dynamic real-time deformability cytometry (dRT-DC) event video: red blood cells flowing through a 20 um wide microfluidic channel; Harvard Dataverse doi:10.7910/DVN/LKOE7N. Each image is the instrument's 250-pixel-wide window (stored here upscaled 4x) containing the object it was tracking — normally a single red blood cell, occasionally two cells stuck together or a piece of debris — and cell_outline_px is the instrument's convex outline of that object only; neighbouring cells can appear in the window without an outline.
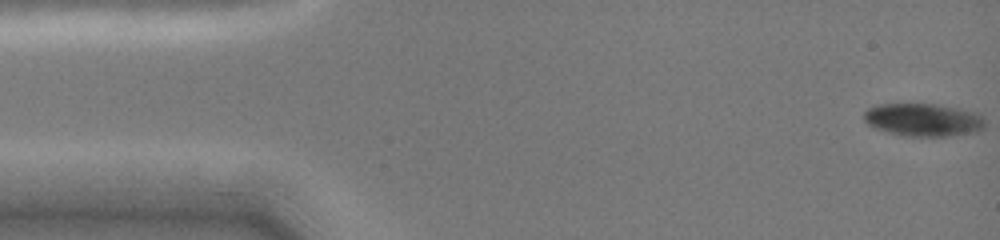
{"species": "common noctule bat (a hibernating species)", "species_latin": "Nyctalus noctula", "temperature_condition": "cold", "stored_images_in_passage": 43, "camera_frame_rate_fps": 3000, "um_per_image_px": 0.085, "animal": {"sex": "female", "body_mass_g": 19.0, "forearm_length_mm": 51.5}, "frame": {"image": 1, "passage_image": 1, "time_ms": 0.0, "image_size_px": [1000, 240], "cell_outline_px": [[984, 128], [976, 132], [952, 136], [904, 136], [888, 132], [876, 128], [868, 124], [864, 120], [864, 112], [868, 108], [876, 104], [940, 104], [960, 108], [976, 112], [984, 116]], "centroid_in_image_um": [78.51, 10.18], "position_along_channel_um": 6.5, "area_um2": 23.47}}
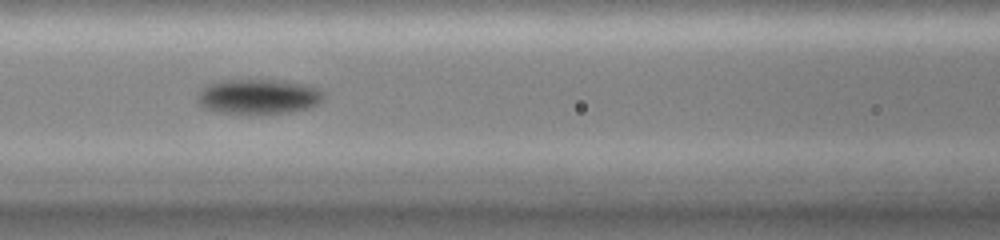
{"frame": {"image": 2, "passage_image": 16, "time_ms": 6.333, "image_size_px": [1000, 240], "cell_outline_px": [[324, 100], [312, 108], [288, 112], [212, 112], [204, 108], [196, 100], [196, 96], [208, 84], [228, 80], [276, 80], [312, 84], [324, 92]], "centroid_in_image_um": [22.04, 8.19], "position_along_channel_um": 144.6, "area_um2": 25.61}}
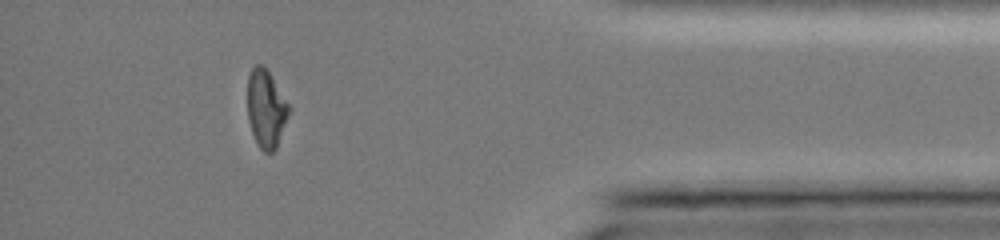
{"frame": {"image": 3, "passage_image": 38, "time_ms": 13.667, "image_size_px": [1000, 240], "cell_outline_px": [[292, 108], [276, 148], [272, 152], [264, 152], [256, 144], [248, 120], [248, 76], [252, 68], [256, 64], [264, 64], [268, 68]], "centroid_in_image_um": [22.64, 9.2], "position_along_channel_um": 412.6, "area_um2": 19.25}}